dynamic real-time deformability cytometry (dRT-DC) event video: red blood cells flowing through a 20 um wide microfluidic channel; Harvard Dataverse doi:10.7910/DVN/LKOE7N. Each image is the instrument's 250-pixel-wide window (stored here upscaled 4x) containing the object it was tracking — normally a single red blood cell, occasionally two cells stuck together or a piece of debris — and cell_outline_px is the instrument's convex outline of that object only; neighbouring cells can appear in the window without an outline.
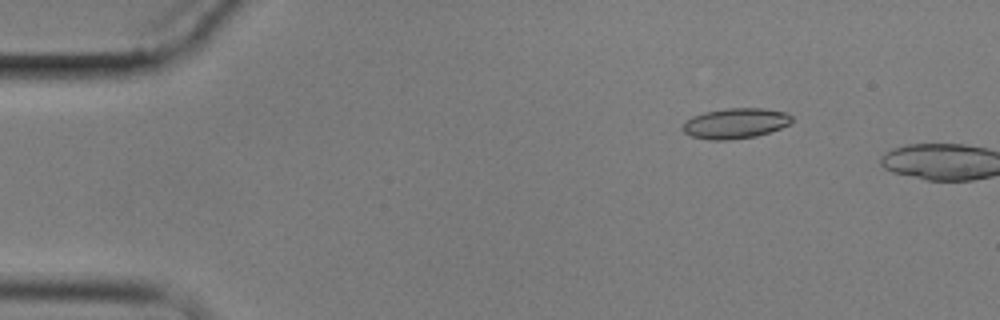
{"species": "common noctule bat (a hibernating species)", "species_latin": "Nyctalus noctula", "temperature_condition": "cold", "stored_images_in_passage": 6, "camera_frame_rate_fps": 3000, "um_per_image_px": 0.085, "animal": {"sex": "male", "body_mass_g": 17.9}, "frame": {"image": 1, "passage_image": 6, "time_ms": 8.333, "image_size_px": [1000, 320], "cell_outline_px": [[792, 120], [788, 124], [780, 128], [756, 136], [728, 140], [708, 140], [692, 136], [684, 132], [680, 128], [684, 120], [692, 116], [704, 112], [728, 108], [764, 108], [788, 112], [792, 116]], "centroid_in_image_um": [62.47, 10.47], "position_along_channel_um": 22.5, "area_um2": 19.48}}